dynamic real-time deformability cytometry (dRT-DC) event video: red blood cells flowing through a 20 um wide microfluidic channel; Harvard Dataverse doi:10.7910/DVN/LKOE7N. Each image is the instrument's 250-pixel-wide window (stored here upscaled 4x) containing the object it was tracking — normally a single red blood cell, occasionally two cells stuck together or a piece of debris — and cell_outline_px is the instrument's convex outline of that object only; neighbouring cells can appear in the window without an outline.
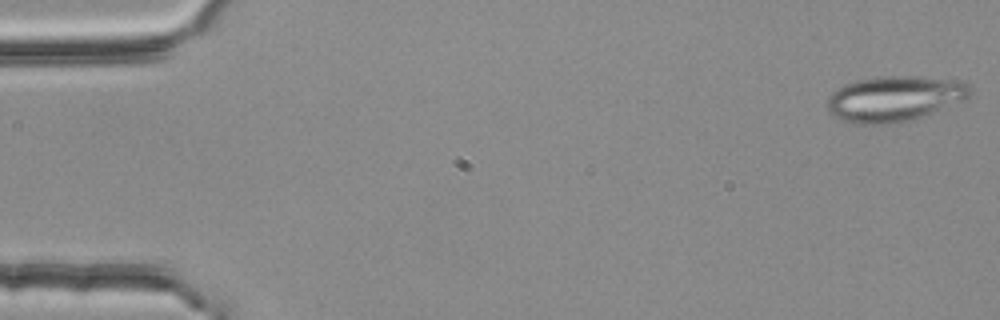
{"species": "common noctule bat (a hibernating species)", "species_latin": "Nyctalus noctula", "temperature_condition": "room temperature", "stored_images_in_passage": 10, "camera_frame_rate_fps": 3000, "um_per_image_px": 0.085, "animal": {"sex": "female", "body_mass_g": 25.1}, "frame": {"image": 1, "passage_image": 1, "time_ms": 0.0, "image_size_px": [1000, 320], "cell_outline_px": [[972, 92], [968, 96], [960, 100], [924, 116], [908, 120], [888, 124], [856, 124], [844, 120], [828, 112], [828, 96], [836, 88], [844, 84], [876, 76], [916, 76], [956, 80], [968, 84], [972, 88]], "centroid_in_image_um": [75.99, 8.37], "position_along_channel_um": 9.0, "area_um2": 37.51}}
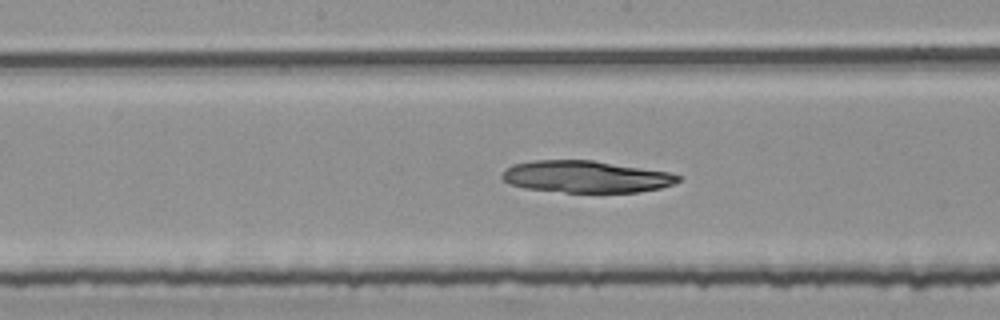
{"frame": {"image": 2, "passage_image": 10, "time_ms": 3.0, "image_size_px": [1000, 320], "cell_outline_px": [[680, 180], [672, 184], [660, 188], [636, 192], [564, 192], [524, 188], [508, 184], [500, 176], [512, 164], [532, 160], [592, 160], [668, 172], [680, 176]], "centroid_in_image_um": [49.76, 15.02], "position_along_channel_um": 198.4, "area_um2": 32.54}}